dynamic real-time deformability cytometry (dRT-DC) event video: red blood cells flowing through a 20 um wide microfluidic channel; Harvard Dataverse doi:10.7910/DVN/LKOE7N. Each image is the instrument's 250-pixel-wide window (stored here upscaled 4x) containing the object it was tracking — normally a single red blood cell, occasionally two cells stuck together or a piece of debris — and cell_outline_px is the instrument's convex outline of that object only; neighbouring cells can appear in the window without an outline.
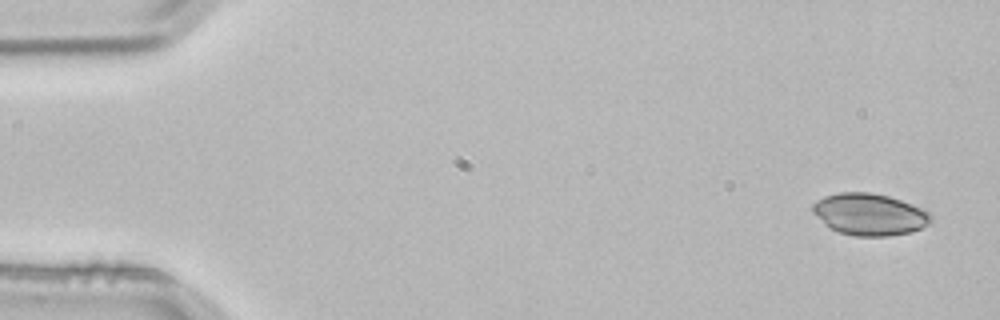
{"species": "common noctule bat (a hibernating species)", "species_latin": "Nyctalus noctula", "temperature_condition": "room temperature", "stored_images_in_passage": 4, "camera_frame_rate_fps": 3000, "um_per_image_px": 0.085, "animal": {"sex": "male", "body_mass_g": 21.5, "forearm_length_mm": 52.0}, "frame": {"image": 1, "passage_image": 1, "time_ms": 0.0, "image_size_px": [1000, 320], "cell_outline_px": [[932, 220], [928, 224], [912, 232], [888, 236], [856, 236], [840, 232], [828, 228], [812, 212], [812, 204], [816, 200], [824, 196], [840, 192], [868, 192], [888, 196], [900, 200], [932, 212]], "centroid_in_image_um": [73.9, 18.22], "position_along_channel_um": 11.1, "area_um2": 28.96}}